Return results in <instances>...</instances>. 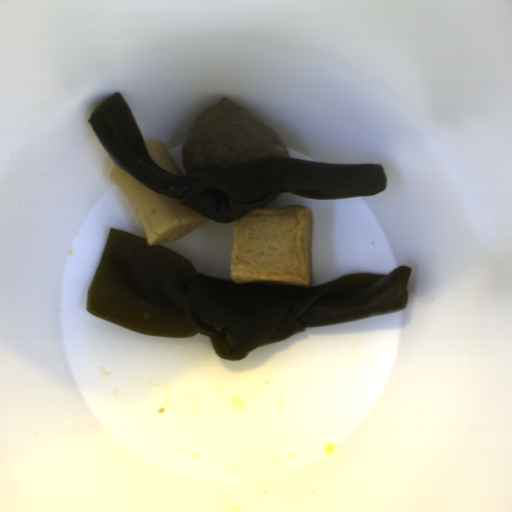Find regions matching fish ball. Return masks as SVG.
<instances>
[{"label": "fish ball", "mask_w": 512, "mask_h": 512, "mask_svg": "<svg viewBox=\"0 0 512 512\" xmlns=\"http://www.w3.org/2000/svg\"><path fill=\"white\" fill-rule=\"evenodd\" d=\"M312 209L258 208L232 221L229 277L244 282L312 286Z\"/></svg>", "instance_id": "fish-ball-1"}]
</instances>
